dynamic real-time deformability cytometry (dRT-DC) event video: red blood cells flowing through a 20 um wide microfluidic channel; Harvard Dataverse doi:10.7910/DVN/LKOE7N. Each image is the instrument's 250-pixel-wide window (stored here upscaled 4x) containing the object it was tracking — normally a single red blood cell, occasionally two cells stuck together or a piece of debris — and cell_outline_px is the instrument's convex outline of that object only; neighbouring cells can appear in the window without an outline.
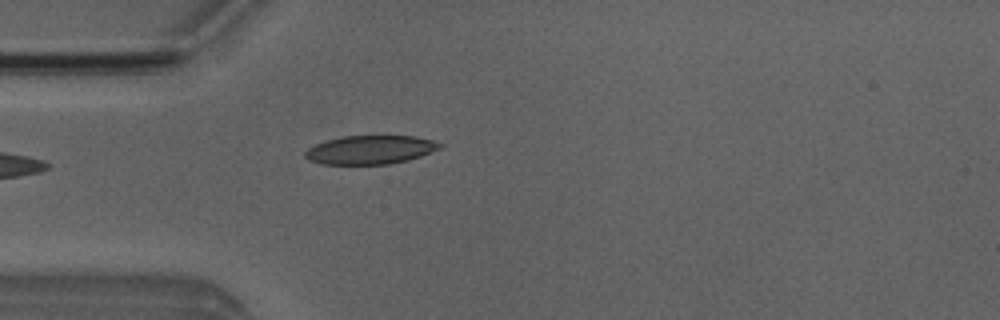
{"species": "Egyptian fruit bat (a non-hibernating species)", "species_latin": "Rousettus aegyptiacus", "temperature_condition": "room temperature", "stored_images_in_passage": 1, "camera_frame_rate_fps": 3000, "um_per_image_px": 0.085, "animal": {"sex": "male"}, "frame": {"image": 1, "passage_image": 1, "time_ms": 0.0, "image_size_px": [1000, 320], "cell_outline_px": [[444, 148], [408, 160], [388, 164], [320, 164], [308, 160], [304, 156], [304, 152], [308, 148], [316, 144], [328, 140], [344, 136], [416, 136], [432, 140], [444, 144]], "centroid_in_image_um": [31.51, 12.73], "position_along_channel_um": 53.5, "area_um2": 22.6}}